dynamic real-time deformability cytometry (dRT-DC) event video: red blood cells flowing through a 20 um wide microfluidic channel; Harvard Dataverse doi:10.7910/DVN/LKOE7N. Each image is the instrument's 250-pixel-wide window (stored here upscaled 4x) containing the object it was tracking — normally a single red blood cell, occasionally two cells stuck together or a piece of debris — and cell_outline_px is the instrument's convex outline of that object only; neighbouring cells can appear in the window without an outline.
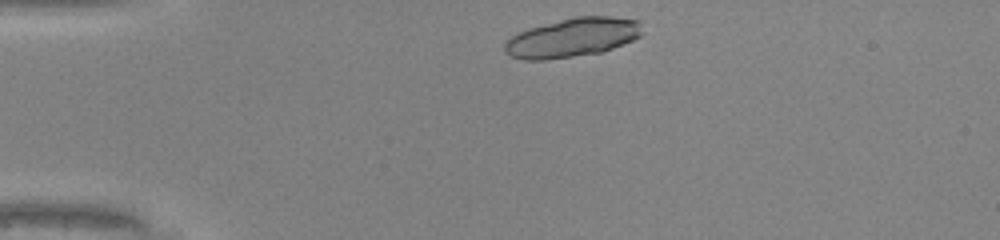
{"species": "common noctule bat (a hibernating species)", "species_latin": "Nyctalus noctula", "temperature_condition": "warm", "stored_images_in_passage": 32, "camera_frame_rate_fps": 3000, "um_per_image_px": 0.085, "animal": {"sex": "male", "body_mass_g": 20.0, "forearm_length_mm": 53.3}, "frame": {"image": 1, "passage_image": 2, "time_ms": 0.333, "image_size_px": [1000, 240], "cell_outline_px": [[644, 32], [640, 36], [632, 40], [612, 48], [600, 52], [544, 60], [524, 60], [512, 56], [504, 52], [504, 44], [512, 36], [520, 32], [532, 28], [560, 20], [576, 16], [612, 16], [640, 20]], "centroid_in_image_um": [48.71, 3.18], "position_along_channel_um": 36.3, "area_um2": 30.98}}